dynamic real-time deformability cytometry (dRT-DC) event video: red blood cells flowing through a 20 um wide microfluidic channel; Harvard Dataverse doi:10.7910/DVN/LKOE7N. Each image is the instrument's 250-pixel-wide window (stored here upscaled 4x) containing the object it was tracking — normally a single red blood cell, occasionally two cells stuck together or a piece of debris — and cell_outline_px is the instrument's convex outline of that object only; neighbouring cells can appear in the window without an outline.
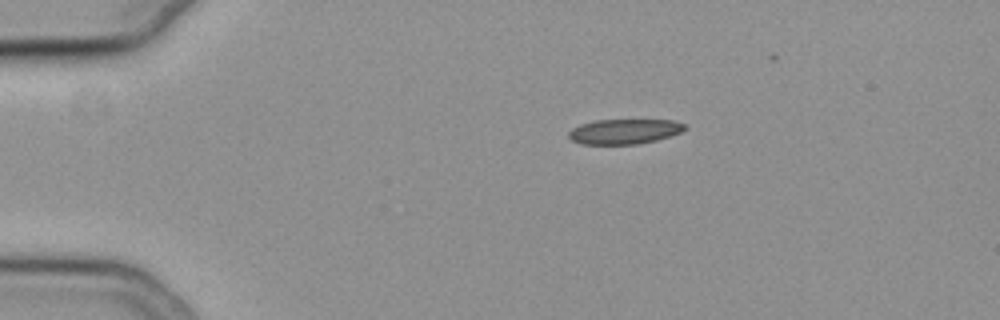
{"species": "common noctule bat (a hibernating species)", "species_latin": "Nyctalus noctula", "temperature_condition": "cold", "stored_images_in_passage": 4, "camera_frame_rate_fps": 3000, "um_per_image_px": 0.085, "animal": {"sex": "female", "body_mass_g": 19.3, "forearm_length_mm": 54.1}, "frame": {"image": 1, "passage_image": 1, "time_ms": 0.0, "image_size_px": [1000, 320], "cell_outline_px": [[684, 128], [680, 132], [656, 140], [636, 144], [580, 144], [572, 140], [568, 136], [568, 132], [572, 128], [580, 124], [596, 120], [672, 120], [684, 124]], "centroid_in_image_um": [53.0, 11.17], "position_along_channel_um": 32.0, "area_um2": 16.7}}